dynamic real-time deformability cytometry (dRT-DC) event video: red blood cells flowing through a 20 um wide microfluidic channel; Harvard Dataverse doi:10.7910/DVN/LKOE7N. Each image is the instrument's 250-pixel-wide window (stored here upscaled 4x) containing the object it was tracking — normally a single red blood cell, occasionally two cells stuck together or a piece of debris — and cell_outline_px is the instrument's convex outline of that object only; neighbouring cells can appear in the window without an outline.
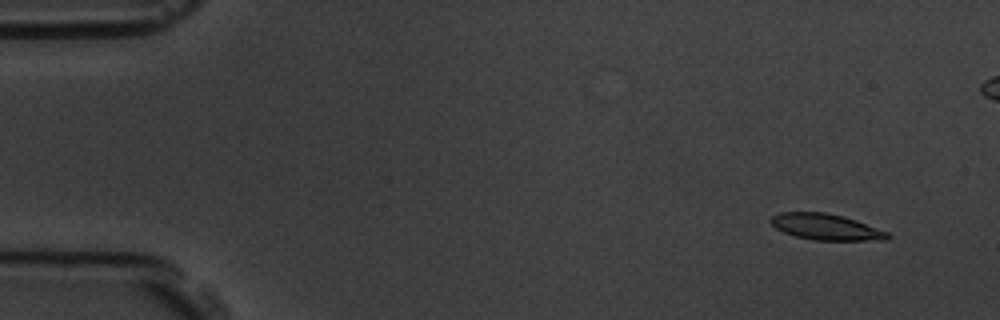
{"species": "common noctule bat (a hibernating species)", "species_latin": "Nyctalus noctula", "temperature_condition": "room temperature", "stored_images_in_passage": 7, "camera_frame_rate_fps": 3000, "um_per_image_px": 0.085, "animal": {"sex": "male", "body_mass_g": 19.5, "forearm_length_mm": 54.6}, "frame": {"image": 1, "passage_image": 1, "time_ms": 0.0, "image_size_px": [1000, 320], "cell_outline_px": [[892, 236], [888, 240], [816, 240], [796, 236], [784, 232], [776, 228], [768, 220], [772, 216], [780, 212], [828, 212], [844, 216], [856, 220], [888, 232]], "centroid_in_image_um": [70.22, 19.28], "position_along_channel_um": 14.8, "area_um2": 17.8}}
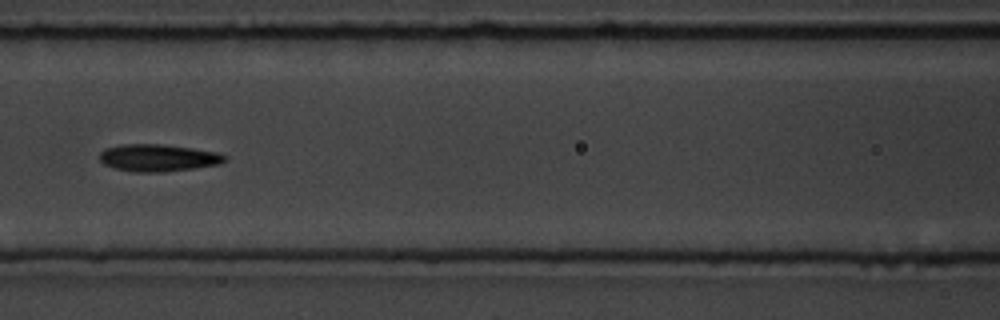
{"frame": {"image": 2, "passage_image": 6, "time_ms": 6.667, "image_size_px": [1000, 320], "cell_outline_px": [[228, 160], [220, 164], [164, 172], [132, 172], [112, 168], [104, 164], [100, 160], [100, 152], [104, 148], [120, 144], [160, 144], [192, 148], [220, 152], [228, 156]], "centroid_in_image_um": [13.45, 13.41], "position_along_channel_um": 153.2, "area_um2": 20.11}}
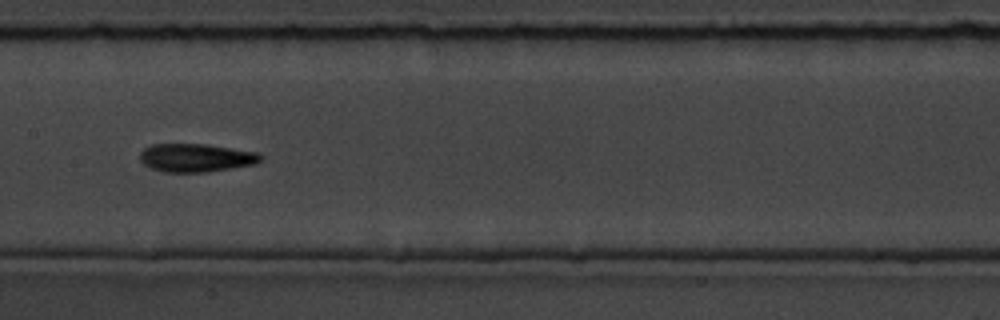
{"frame": {"image": 3, "passage_image": 7, "time_ms": 7.667, "image_size_px": [1000, 320], "cell_outline_px": [[264, 156], [256, 164], [208, 172], [164, 172], [152, 168], [144, 164], [140, 160], [140, 152], [144, 148], [152, 144], [208, 144], [256, 152]], "centroid_in_image_um": [16.66, 13.41], "position_along_channel_um": 190.7, "area_um2": 19.94}}